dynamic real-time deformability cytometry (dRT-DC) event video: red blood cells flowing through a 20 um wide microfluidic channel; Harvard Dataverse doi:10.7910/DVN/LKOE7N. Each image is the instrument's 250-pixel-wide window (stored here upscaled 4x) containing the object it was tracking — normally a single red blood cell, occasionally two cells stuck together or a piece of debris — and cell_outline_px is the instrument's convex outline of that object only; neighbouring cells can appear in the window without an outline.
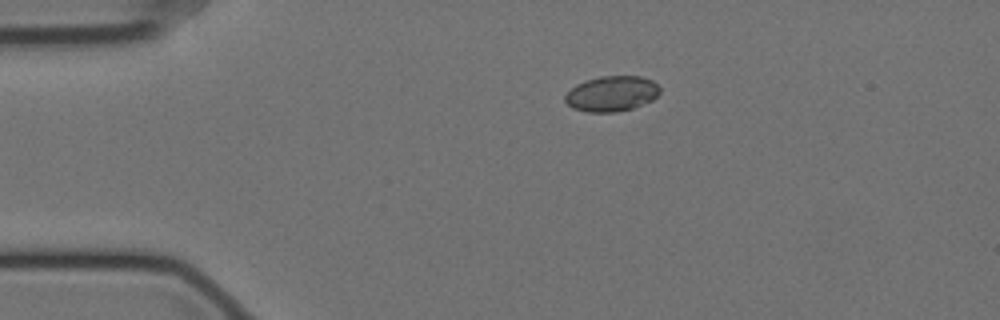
{"species": "Egyptian fruit bat (a non-hibernating species)", "species_latin": "Rousettus aegyptiacus", "temperature_condition": "cold", "stored_images_in_passage": 47, "camera_frame_rate_fps": 3000, "um_per_image_px": 0.085, "animal": {"sex": "female"}, "frame": {"image": 1, "passage_image": 1, "time_ms": 0.0, "image_size_px": [1000, 320], "cell_outline_px": [[660, 92], [652, 100], [632, 108], [616, 112], [588, 112], [572, 108], [564, 100], [564, 96], [576, 84], [584, 80], [600, 76], [640, 76], [652, 80], [660, 88]], "centroid_in_image_um": [51.97, 7.96], "position_along_channel_um": 33.0, "area_um2": 19.54}}
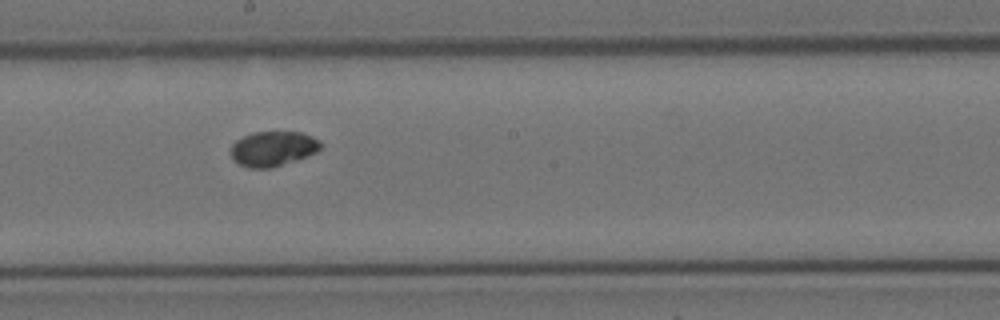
{"frame": {"image": 2, "passage_image": 21, "time_ms": 6.667, "image_size_px": [1000, 320], "cell_outline_px": [[324, 144], [316, 152], [308, 156], [272, 168], [248, 168], [232, 160], [232, 144], [236, 140], [252, 132], [300, 132], [312, 136], [320, 140]], "centroid_in_image_um": [23.23, 12.64], "position_along_channel_um": 225.0, "area_um2": 18.38}}
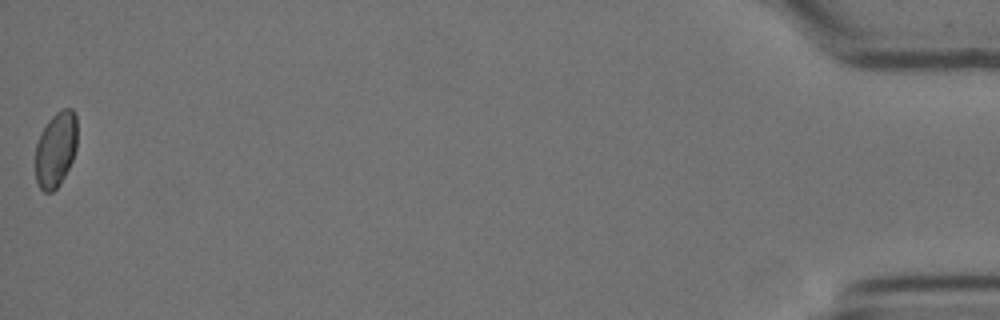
{"frame": {"image": 3, "passage_image": 47, "time_ms": 15.333, "image_size_px": [1000, 320], "cell_outline_px": [[76, 148], [72, 160], [60, 184], [52, 192], [44, 192], [40, 188], [36, 180], [36, 144], [40, 132], [48, 120], [56, 112], [64, 108], [72, 108], [76, 116]], "centroid_in_image_um": [4.73, 12.68], "position_along_channel_um": 430.5, "area_um2": 18.32}}